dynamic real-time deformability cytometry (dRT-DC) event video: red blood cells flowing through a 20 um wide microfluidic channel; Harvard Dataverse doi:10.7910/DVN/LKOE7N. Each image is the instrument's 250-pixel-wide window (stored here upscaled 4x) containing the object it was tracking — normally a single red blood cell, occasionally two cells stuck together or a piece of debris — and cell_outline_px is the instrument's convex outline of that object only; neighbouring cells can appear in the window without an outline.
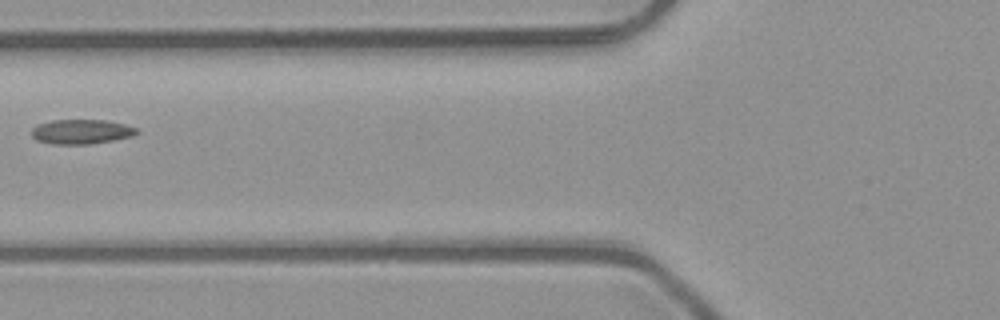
{"species": "common noctule bat (a hibernating species)", "species_latin": "Nyctalus noctula", "temperature_condition": "room temperature", "stored_images_in_passage": 3, "camera_frame_rate_fps": 3000, "um_per_image_px": 0.085, "animal": {"sex": "male", "body_mass_g": 23.1, "forearm_length_mm": 52.7}, "frame": {"image": 1, "passage_image": 2, "time_ms": 0.333, "image_size_px": [1000, 320], "cell_outline_px": [[140, 132], [132, 136], [112, 140], [88, 144], [52, 144], [36, 140], [32, 136], [32, 128], [36, 124], [52, 120], [108, 120], [124, 124], [136, 128]], "centroid_in_image_um": [6.89, 11.18], "position_along_channel_um": 118.9, "area_um2": 15.09}}
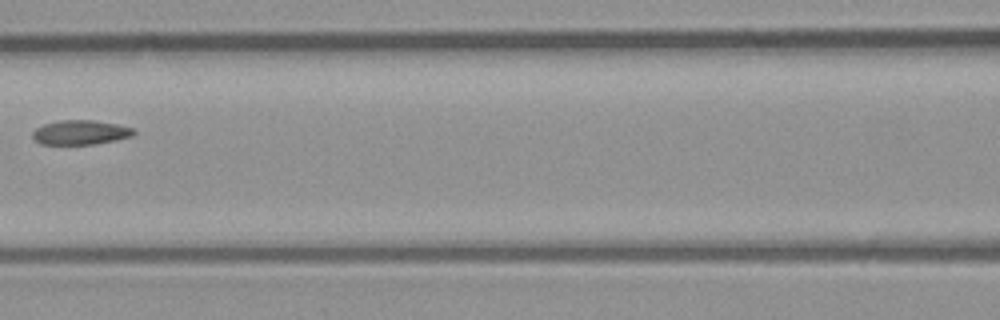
{"frame": {"image": 2, "passage_image": 3, "time_ms": 0.667, "image_size_px": [1000, 320], "cell_outline_px": [[136, 132], [132, 136], [116, 140], [96, 144], [40, 144], [32, 136], [32, 132], [36, 128], [44, 124], [60, 120], [92, 120], [116, 124], [132, 128]], "centroid_in_image_um": [6.83, 11.26], "position_along_channel_um": 159.8, "area_um2": 14.33}}